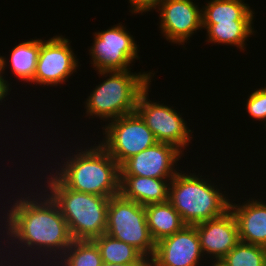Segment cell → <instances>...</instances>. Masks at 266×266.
Wrapping results in <instances>:
<instances>
[{
    "mask_svg": "<svg viewBox=\"0 0 266 266\" xmlns=\"http://www.w3.org/2000/svg\"><path fill=\"white\" fill-rule=\"evenodd\" d=\"M102 128L105 138L98 143L119 166L157 143L153 132L136 111L111 120Z\"/></svg>",
    "mask_w": 266,
    "mask_h": 266,
    "instance_id": "52a82bcc",
    "label": "cell"
},
{
    "mask_svg": "<svg viewBox=\"0 0 266 266\" xmlns=\"http://www.w3.org/2000/svg\"><path fill=\"white\" fill-rule=\"evenodd\" d=\"M102 266H149V265H124V264H112V263H104Z\"/></svg>",
    "mask_w": 266,
    "mask_h": 266,
    "instance_id": "83f0119b",
    "label": "cell"
},
{
    "mask_svg": "<svg viewBox=\"0 0 266 266\" xmlns=\"http://www.w3.org/2000/svg\"><path fill=\"white\" fill-rule=\"evenodd\" d=\"M204 255L196 225H185L155 244L149 266H200Z\"/></svg>",
    "mask_w": 266,
    "mask_h": 266,
    "instance_id": "7c38bea8",
    "label": "cell"
},
{
    "mask_svg": "<svg viewBox=\"0 0 266 266\" xmlns=\"http://www.w3.org/2000/svg\"><path fill=\"white\" fill-rule=\"evenodd\" d=\"M97 74L109 78L93 88L84 102L85 113L86 117H99L108 122L135 112L140 94L151 84L154 76L150 71L133 73L131 70L98 71Z\"/></svg>",
    "mask_w": 266,
    "mask_h": 266,
    "instance_id": "277c9868",
    "label": "cell"
},
{
    "mask_svg": "<svg viewBox=\"0 0 266 266\" xmlns=\"http://www.w3.org/2000/svg\"><path fill=\"white\" fill-rule=\"evenodd\" d=\"M100 251L93 240H73L54 266H102Z\"/></svg>",
    "mask_w": 266,
    "mask_h": 266,
    "instance_id": "7402d4cb",
    "label": "cell"
},
{
    "mask_svg": "<svg viewBox=\"0 0 266 266\" xmlns=\"http://www.w3.org/2000/svg\"><path fill=\"white\" fill-rule=\"evenodd\" d=\"M2 255H3V254H2V252H1V245H0V258H1V259H0V266H7V265H8V266H12V265L15 266V263H16V262H15V261H14L9 255H6V256H5V257H7L8 259L5 258V257L2 256ZM2 258H3V259H2ZM10 258H11V260H10ZM6 260H8V261H6ZM12 261H13L14 263H13ZM10 262H12V263H10ZM17 263H18L19 265H18ZM17 263H16V266H23L20 262H17ZM10 264H12V265H10ZM20 264H21V265H20Z\"/></svg>",
    "mask_w": 266,
    "mask_h": 266,
    "instance_id": "4316f807",
    "label": "cell"
},
{
    "mask_svg": "<svg viewBox=\"0 0 266 266\" xmlns=\"http://www.w3.org/2000/svg\"><path fill=\"white\" fill-rule=\"evenodd\" d=\"M257 199L251 197L242 204L231 201L229 209L237 222L239 240L266 247V203Z\"/></svg>",
    "mask_w": 266,
    "mask_h": 266,
    "instance_id": "9a60e30c",
    "label": "cell"
},
{
    "mask_svg": "<svg viewBox=\"0 0 266 266\" xmlns=\"http://www.w3.org/2000/svg\"><path fill=\"white\" fill-rule=\"evenodd\" d=\"M71 152L62 158V165L57 162L58 168L51 167L67 188L108 198L120 194V166L99 143Z\"/></svg>",
    "mask_w": 266,
    "mask_h": 266,
    "instance_id": "7a4b0ae2",
    "label": "cell"
},
{
    "mask_svg": "<svg viewBox=\"0 0 266 266\" xmlns=\"http://www.w3.org/2000/svg\"><path fill=\"white\" fill-rule=\"evenodd\" d=\"M3 74L4 73H3V70H2L1 65H0V102L1 103L5 99V97H7V95H10L9 93L11 91V88L9 86L10 84L5 79L6 76H4Z\"/></svg>",
    "mask_w": 266,
    "mask_h": 266,
    "instance_id": "484cf974",
    "label": "cell"
},
{
    "mask_svg": "<svg viewBox=\"0 0 266 266\" xmlns=\"http://www.w3.org/2000/svg\"><path fill=\"white\" fill-rule=\"evenodd\" d=\"M145 213L149 233L155 243L186 225L169 201L146 205Z\"/></svg>",
    "mask_w": 266,
    "mask_h": 266,
    "instance_id": "ac0fdd59",
    "label": "cell"
},
{
    "mask_svg": "<svg viewBox=\"0 0 266 266\" xmlns=\"http://www.w3.org/2000/svg\"><path fill=\"white\" fill-rule=\"evenodd\" d=\"M105 233L133 246L148 261L154 255L156 243L149 233L145 206L121 194L109 199Z\"/></svg>",
    "mask_w": 266,
    "mask_h": 266,
    "instance_id": "8992f818",
    "label": "cell"
},
{
    "mask_svg": "<svg viewBox=\"0 0 266 266\" xmlns=\"http://www.w3.org/2000/svg\"><path fill=\"white\" fill-rule=\"evenodd\" d=\"M122 24L93 33L89 55L95 71L131 70L130 64L139 59L138 45L133 35Z\"/></svg>",
    "mask_w": 266,
    "mask_h": 266,
    "instance_id": "ba28073f",
    "label": "cell"
},
{
    "mask_svg": "<svg viewBox=\"0 0 266 266\" xmlns=\"http://www.w3.org/2000/svg\"><path fill=\"white\" fill-rule=\"evenodd\" d=\"M165 0H129L132 14H142L143 12L156 10Z\"/></svg>",
    "mask_w": 266,
    "mask_h": 266,
    "instance_id": "d4e9b609",
    "label": "cell"
},
{
    "mask_svg": "<svg viewBox=\"0 0 266 266\" xmlns=\"http://www.w3.org/2000/svg\"><path fill=\"white\" fill-rule=\"evenodd\" d=\"M40 46L41 39L35 38L16 45L10 52L9 62L6 57L0 55V65L3 73H5V68L8 67L7 63H10V69L15 77L33 84Z\"/></svg>",
    "mask_w": 266,
    "mask_h": 266,
    "instance_id": "e0dca14e",
    "label": "cell"
},
{
    "mask_svg": "<svg viewBox=\"0 0 266 266\" xmlns=\"http://www.w3.org/2000/svg\"><path fill=\"white\" fill-rule=\"evenodd\" d=\"M253 25V21L202 23L204 30L207 31L205 41L236 46L240 51L246 49L244 48L247 45L246 40L255 34Z\"/></svg>",
    "mask_w": 266,
    "mask_h": 266,
    "instance_id": "d6986e66",
    "label": "cell"
},
{
    "mask_svg": "<svg viewBox=\"0 0 266 266\" xmlns=\"http://www.w3.org/2000/svg\"><path fill=\"white\" fill-rule=\"evenodd\" d=\"M183 154L171 144L157 142L152 147L127 159L120 166V176L174 178L180 171L175 168V165Z\"/></svg>",
    "mask_w": 266,
    "mask_h": 266,
    "instance_id": "4fadbf2b",
    "label": "cell"
},
{
    "mask_svg": "<svg viewBox=\"0 0 266 266\" xmlns=\"http://www.w3.org/2000/svg\"><path fill=\"white\" fill-rule=\"evenodd\" d=\"M213 263H211V266H225L224 264H222L220 261H212Z\"/></svg>",
    "mask_w": 266,
    "mask_h": 266,
    "instance_id": "f1b7e54d",
    "label": "cell"
},
{
    "mask_svg": "<svg viewBox=\"0 0 266 266\" xmlns=\"http://www.w3.org/2000/svg\"><path fill=\"white\" fill-rule=\"evenodd\" d=\"M35 189L37 191L36 193L30 191L28 195L27 192H24V194L21 192L18 196L15 195V199L12 198L14 201L13 204L10 201L8 204L11 203V205L6 206L9 210L7 208L5 212L3 211L5 216L2 215L3 220L2 217H0V223H2L1 226H3V224L4 226L0 229V235H4L1 237L4 241L5 238H7V242H4L3 246L10 250L12 249V251L2 248V252L3 254H7L8 251L7 255H10L11 257L14 250L15 255L11 258L17 262L21 260L24 254L26 256V253L29 250L26 256L27 258H22L24 262L20 261L22 265L25 264L24 266H26V263L29 262L27 264L29 265L31 263L29 266H37L38 264H43V266H53L55 260L57 261L71 245L73 239L70 235L67 222L62 216L58 205L43 190V188L38 190L36 187ZM38 191L41 194L38 193ZM2 229L4 230L2 231ZM1 232H3V235ZM11 244L12 246L15 245L12 247ZM16 246L19 251L15 248ZM20 251L22 252L20 253ZM31 254H34V257ZM34 261L37 263L35 264Z\"/></svg>",
    "mask_w": 266,
    "mask_h": 266,
    "instance_id": "6da1fadb",
    "label": "cell"
},
{
    "mask_svg": "<svg viewBox=\"0 0 266 266\" xmlns=\"http://www.w3.org/2000/svg\"><path fill=\"white\" fill-rule=\"evenodd\" d=\"M266 247L239 242L220 262L225 266H264Z\"/></svg>",
    "mask_w": 266,
    "mask_h": 266,
    "instance_id": "603a6c76",
    "label": "cell"
},
{
    "mask_svg": "<svg viewBox=\"0 0 266 266\" xmlns=\"http://www.w3.org/2000/svg\"><path fill=\"white\" fill-rule=\"evenodd\" d=\"M48 173L49 176H48ZM44 177L45 192L58 205L73 240H93L106 232L108 197L67 188L52 172ZM47 179V180H46ZM46 184V185H45ZM46 187V188H45Z\"/></svg>",
    "mask_w": 266,
    "mask_h": 266,
    "instance_id": "3957f363",
    "label": "cell"
},
{
    "mask_svg": "<svg viewBox=\"0 0 266 266\" xmlns=\"http://www.w3.org/2000/svg\"><path fill=\"white\" fill-rule=\"evenodd\" d=\"M193 1L165 0L157 8L160 19L158 28L170 43L184 46L194 33L203 29L202 8Z\"/></svg>",
    "mask_w": 266,
    "mask_h": 266,
    "instance_id": "8fae6325",
    "label": "cell"
},
{
    "mask_svg": "<svg viewBox=\"0 0 266 266\" xmlns=\"http://www.w3.org/2000/svg\"><path fill=\"white\" fill-rule=\"evenodd\" d=\"M248 97L246 111L255 120L266 122V90L263 87L256 88Z\"/></svg>",
    "mask_w": 266,
    "mask_h": 266,
    "instance_id": "cb8c5ba5",
    "label": "cell"
},
{
    "mask_svg": "<svg viewBox=\"0 0 266 266\" xmlns=\"http://www.w3.org/2000/svg\"><path fill=\"white\" fill-rule=\"evenodd\" d=\"M178 172L169 184L168 201L186 225H196L222 216L229 210L231 199L198 173ZM203 177V178H202Z\"/></svg>",
    "mask_w": 266,
    "mask_h": 266,
    "instance_id": "5b68a950",
    "label": "cell"
},
{
    "mask_svg": "<svg viewBox=\"0 0 266 266\" xmlns=\"http://www.w3.org/2000/svg\"><path fill=\"white\" fill-rule=\"evenodd\" d=\"M104 263L149 265V261L133 246L104 233L93 239Z\"/></svg>",
    "mask_w": 266,
    "mask_h": 266,
    "instance_id": "44dd1931",
    "label": "cell"
},
{
    "mask_svg": "<svg viewBox=\"0 0 266 266\" xmlns=\"http://www.w3.org/2000/svg\"><path fill=\"white\" fill-rule=\"evenodd\" d=\"M70 43L63 35H55L49 40L41 39L34 84L58 86L76 72L79 59H76Z\"/></svg>",
    "mask_w": 266,
    "mask_h": 266,
    "instance_id": "30bf717a",
    "label": "cell"
},
{
    "mask_svg": "<svg viewBox=\"0 0 266 266\" xmlns=\"http://www.w3.org/2000/svg\"><path fill=\"white\" fill-rule=\"evenodd\" d=\"M173 178L120 176V194L146 206L168 201L169 184Z\"/></svg>",
    "mask_w": 266,
    "mask_h": 266,
    "instance_id": "2e32d148",
    "label": "cell"
},
{
    "mask_svg": "<svg viewBox=\"0 0 266 266\" xmlns=\"http://www.w3.org/2000/svg\"><path fill=\"white\" fill-rule=\"evenodd\" d=\"M254 13L244 0H210L202 6V23L253 21Z\"/></svg>",
    "mask_w": 266,
    "mask_h": 266,
    "instance_id": "ffe728a7",
    "label": "cell"
},
{
    "mask_svg": "<svg viewBox=\"0 0 266 266\" xmlns=\"http://www.w3.org/2000/svg\"><path fill=\"white\" fill-rule=\"evenodd\" d=\"M149 87L140 94L136 112L153 132L157 142L171 144L184 152L193 138V131L187 126L180 111L170 105L151 101Z\"/></svg>",
    "mask_w": 266,
    "mask_h": 266,
    "instance_id": "9c48e42d",
    "label": "cell"
},
{
    "mask_svg": "<svg viewBox=\"0 0 266 266\" xmlns=\"http://www.w3.org/2000/svg\"><path fill=\"white\" fill-rule=\"evenodd\" d=\"M203 255L220 261L239 242L236 219L229 209L222 216L196 224Z\"/></svg>",
    "mask_w": 266,
    "mask_h": 266,
    "instance_id": "5bb4252c",
    "label": "cell"
}]
</instances>
